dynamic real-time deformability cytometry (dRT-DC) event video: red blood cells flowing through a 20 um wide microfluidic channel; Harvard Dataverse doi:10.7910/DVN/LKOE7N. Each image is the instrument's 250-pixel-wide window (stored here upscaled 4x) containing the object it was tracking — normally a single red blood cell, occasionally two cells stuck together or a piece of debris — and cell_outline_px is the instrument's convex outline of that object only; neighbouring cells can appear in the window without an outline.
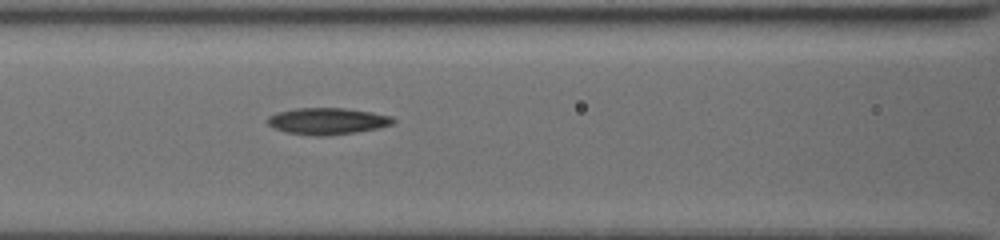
{"species": "common noctule bat (a hibernating species)", "species_latin": "Nyctalus noctula", "temperature_condition": "cold", "stored_images_in_passage": 11, "camera_frame_rate_fps": 3000, "um_per_image_px": 0.085, "animal": {"sex": "female", "body_mass_g": 19.5, "forearm_length_mm": 54.1}, "frame": {"image": 1, "passage_image": 5, "time_ms": 3.0, "image_size_px": [1000, 240], "cell_outline_px": [[396, 120], [392, 124], [376, 128], [352, 132], [320, 136], [316, 136], [288, 132], [272, 128], [268, 124], [268, 116], [280, 112], [296, 108], [344, 108], [372, 112], [392, 116]], "centroid_in_image_um": [27.82, 10.28], "position_along_channel_um": 138.8, "area_um2": 19.13}}
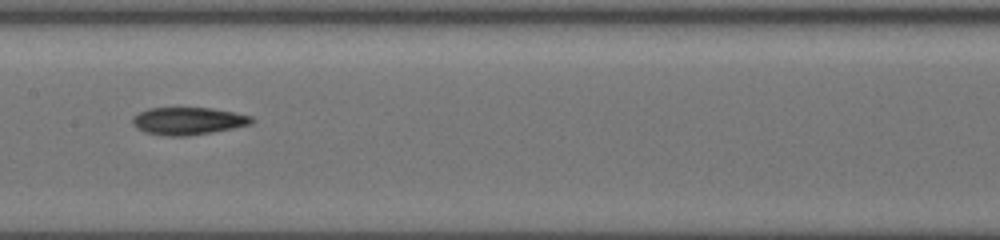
{"frame": {"image": 2, "passage_image": 10, "time_ms": 4.333, "image_size_px": [1000, 240], "cell_outline_px": [[256, 120], [252, 124], [212, 132], [184, 136], [168, 136], [144, 132], [136, 128], [132, 124], [132, 120], [140, 112], [148, 108], [212, 108], [252, 116]], "centroid_in_image_um": [16.0, 10.28], "position_along_channel_um": 191.4, "area_um2": 18.96}}